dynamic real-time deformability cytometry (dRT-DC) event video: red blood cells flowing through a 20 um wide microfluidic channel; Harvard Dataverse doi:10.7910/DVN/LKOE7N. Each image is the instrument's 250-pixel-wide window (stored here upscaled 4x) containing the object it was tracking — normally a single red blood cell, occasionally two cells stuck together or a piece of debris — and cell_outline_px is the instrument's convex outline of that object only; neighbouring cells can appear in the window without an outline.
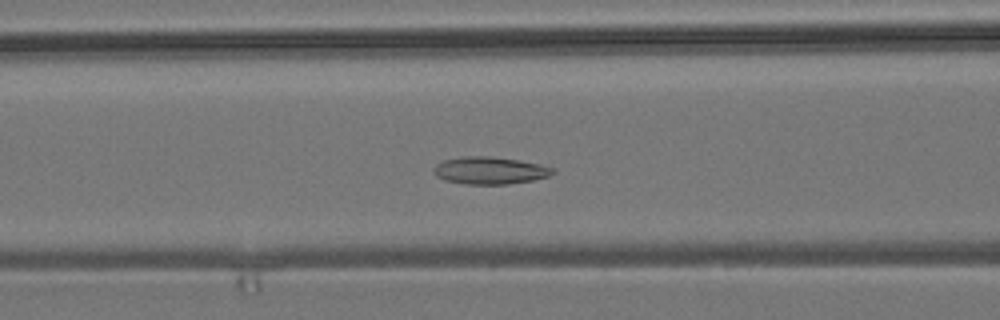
{"species": "common noctule bat (a hibernating species)", "species_latin": "Nyctalus noctula", "temperature_condition": "room temperature", "stored_images_in_passage": 40, "camera_frame_rate_fps": 3000, "um_per_image_px": 0.085, "animal": {"sex": "male", "body_mass_g": 19.2, "forearm_length_mm": 51.8}, "frame": {"image": 1, "passage_image": 18, "time_ms": 5.667, "image_size_px": [1000, 320], "cell_outline_px": [[556, 172], [548, 176], [532, 180], [508, 184], [464, 184], [444, 180], [436, 176], [432, 172], [432, 168], [436, 164], [444, 160], [464, 156], [492, 156], [520, 160], [540, 164], [556, 168]], "centroid_in_image_um": [41.63, 14.48], "position_along_channel_um": 125.0, "area_um2": 19.19}}
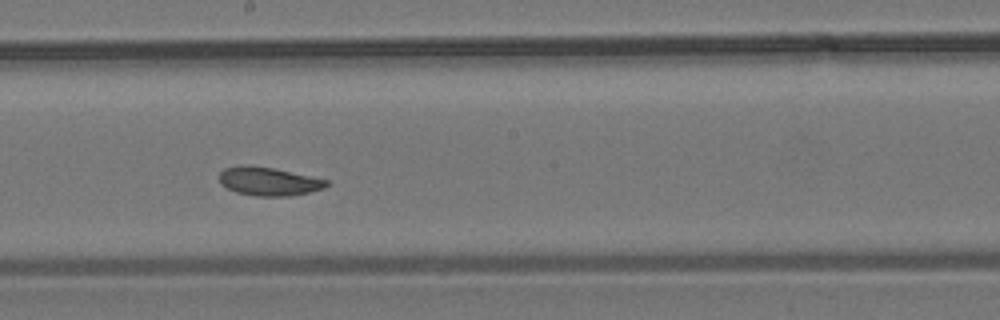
{"frame": {"image": 2, "passage_image": 26, "time_ms": 8.333, "image_size_px": [1000, 320], "cell_outline_px": [[328, 184], [324, 188], [292, 196], [256, 196], [236, 192], [220, 184], [220, 172], [224, 168], [240, 164], [248, 164], [272, 168], [328, 180]], "centroid_in_image_um": [22.79, 15.41], "position_along_channel_um": 225.4, "area_um2": 17.74}}
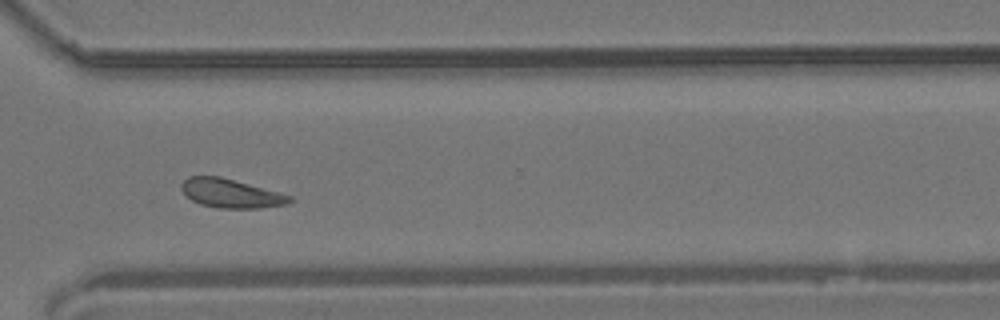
{"frame": {"image": 3, "passage_image": 36, "time_ms": 11.667, "image_size_px": [1000, 320], "cell_outline_px": [[292, 200], [284, 204], [260, 208], [220, 208], [200, 204], [184, 196], [180, 188], [180, 184], [188, 176], [220, 176], [292, 196]], "centroid_in_image_um": [19.54, 16.43], "position_along_channel_um": 351.1, "area_um2": 18.09}, "authors_computed_cell_mechanics": {"area_um2": 18.6983, "velocity_mm_per_s": 3.7791, "shape_relaxation_time_tau1_ms": 9.4343, "shape_relaxation_time_tau2_ms": 2.1463, "deformation_change_tau1": 0.1423, "deformation_change_tau2": 0.0655}}